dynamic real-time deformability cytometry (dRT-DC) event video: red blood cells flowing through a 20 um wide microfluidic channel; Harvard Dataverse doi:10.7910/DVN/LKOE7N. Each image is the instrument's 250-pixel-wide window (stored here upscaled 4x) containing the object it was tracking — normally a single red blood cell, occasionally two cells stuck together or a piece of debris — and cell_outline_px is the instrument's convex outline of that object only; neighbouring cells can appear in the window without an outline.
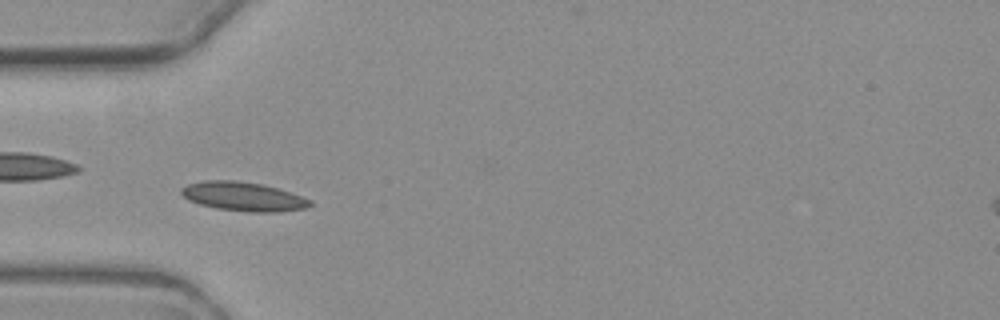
{"species": "common noctule bat (a hibernating species)", "species_latin": "Nyctalus noctula", "temperature_condition": "warm", "stored_images_in_passage": 14, "camera_frame_rate_fps": 3000, "um_per_image_px": 0.085, "animal": {"sex": "female", "body_mass_g": 19.3, "forearm_length_mm": 54.1}, "frame": {"image": 1, "passage_image": 4, "time_ms": 5.333, "image_size_px": [1000, 320], "cell_outline_px": [[312, 204], [304, 208], [280, 212], [252, 212], [216, 208], [200, 204], [188, 200], [180, 192], [180, 188], [188, 184], [204, 180], [236, 180], [264, 184], [312, 200]], "centroid_in_image_um": [20.65, 16.69], "position_along_channel_um": 64.3, "area_um2": 21.68}}
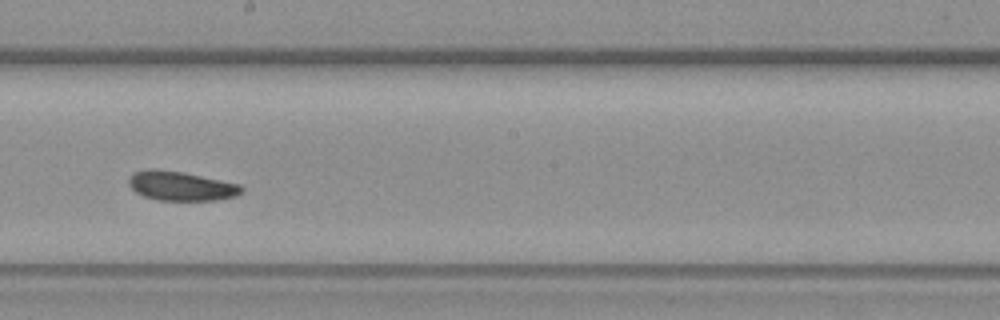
{"frame": {"image": 2, "passage_image": 8, "time_ms": 10.0, "image_size_px": [1000, 320], "cell_outline_px": [[244, 188], [236, 196], [216, 200], [156, 200], [144, 196], [136, 192], [128, 184], [128, 176], [132, 172], [148, 168], [156, 168], [184, 172], [240, 184]], "centroid_in_image_um": [15.34, 15.79], "position_along_channel_um": 232.9, "area_um2": 19.48}}
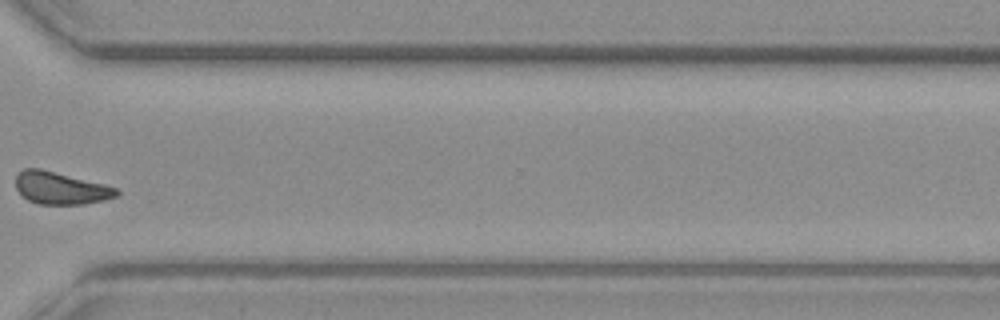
{"frame": {"image": 3, "passage_image": 11, "time_ms": 13.667, "image_size_px": [1000, 320], "cell_outline_px": [[120, 192], [116, 196], [104, 200], [84, 204], [36, 204], [28, 200], [16, 188], [16, 176], [24, 168], [40, 168], [120, 188]], "centroid_in_image_um": [5.17, 15.99], "position_along_channel_um": 365.4, "area_um2": 18.96}}